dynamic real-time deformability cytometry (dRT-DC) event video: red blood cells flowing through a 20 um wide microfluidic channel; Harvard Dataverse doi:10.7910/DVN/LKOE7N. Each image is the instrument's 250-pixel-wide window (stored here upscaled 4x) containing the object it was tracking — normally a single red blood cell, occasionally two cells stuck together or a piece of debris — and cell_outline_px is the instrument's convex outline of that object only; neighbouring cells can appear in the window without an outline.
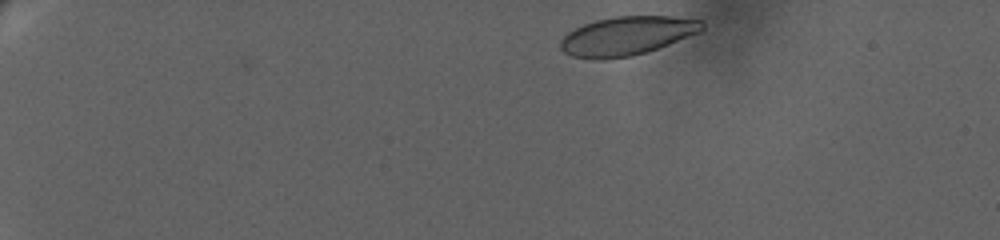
{"species": "human", "species_latin": "Homo sapiens", "temperature_condition": "warm", "stored_images_in_passage": 40, "camera_frame_rate_fps": 3000, "um_per_image_px": 0.085, "donor": {"sex": "female"}, "frame": {"image": 1, "passage_image": 1, "time_ms": 0.0, "image_size_px": [1000, 240], "cell_outline_px": [[704, 28], [700, 32], [668, 44], [632, 56], [604, 60], [592, 60], [572, 56], [564, 52], [560, 48], [560, 40], [568, 32], [584, 24], [596, 20], [612, 16], [672, 16], [704, 20]], "centroid_in_image_um": [53.28, 3.05], "position_along_channel_um": 31.7, "area_um2": 32.14}}
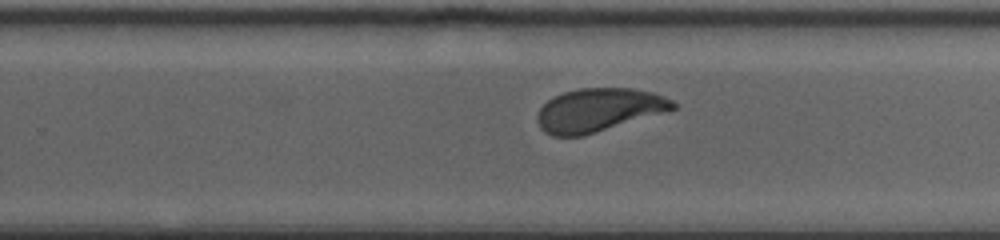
{"frame": {"image": 2, "passage_image": 20, "time_ms": 11.667, "image_size_px": [1000, 240], "cell_outline_px": [[676, 108], [584, 136], [552, 136], [544, 132], [540, 128], [536, 120], [536, 116], [540, 108], [548, 100], [564, 92], [580, 88], [632, 88], [652, 92], [664, 96], [672, 100], [676, 104]], "centroid_in_image_um": [50.85, 9.35], "position_along_channel_um": 279.0, "area_um2": 34.04}}
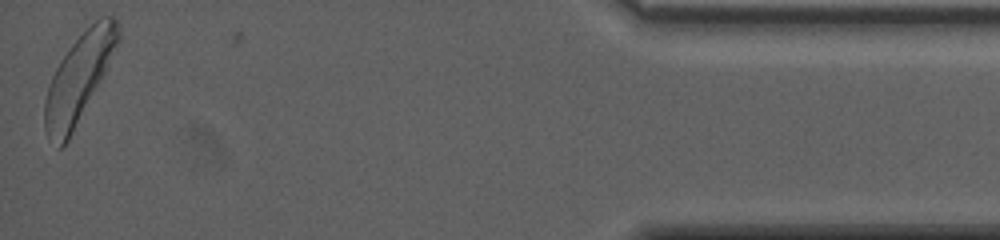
{"frame": {"image": 3, "passage_image": 40, "time_ms": 18.333, "image_size_px": [1000, 240], "cell_outline_px": [[120, 40], [104, 72], [68, 140], [60, 148], [56, 148], [48, 136], [44, 128], [44, 100], [52, 76], [60, 60], [72, 44], [100, 16], [112, 16], [116, 20], [120, 28]], "centroid_in_image_um": [6.68, 6.64], "position_along_channel_um": 428.5, "area_um2": 36.47}, "authors_computed_cell_mechanics": {"area_um2": 35.0268, "velocity_mm_per_s": 3.1611, "shape_relaxation_time_tau1_ms": 4.2221, "shape_relaxation_time_tau2_ms": 1.4846, "deformation_change_tau1": 0.1551, "deformation_change_tau2": 0.0555}}